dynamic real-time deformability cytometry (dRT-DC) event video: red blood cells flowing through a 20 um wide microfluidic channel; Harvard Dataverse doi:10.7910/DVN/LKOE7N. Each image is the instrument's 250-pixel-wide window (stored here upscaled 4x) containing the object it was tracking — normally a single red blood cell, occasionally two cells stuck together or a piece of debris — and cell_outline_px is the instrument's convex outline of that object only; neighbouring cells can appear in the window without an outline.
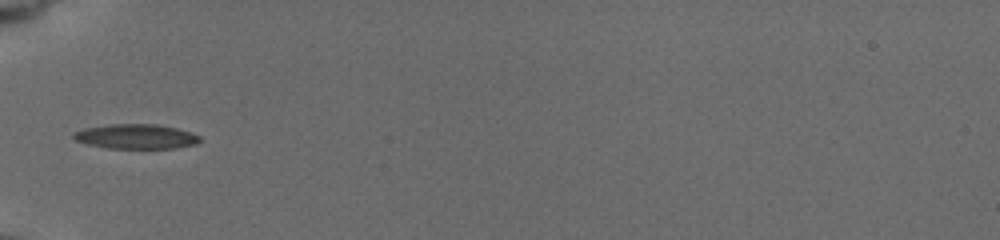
{"species": "common noctule bat (a hibernating species)", "species_latin": "Nyctalus noctula", "temperature_condition": "cold", "stored_images_in_passage": 6, "camera_frame_rate_fps": 3000, "um_per_image_px": 0.085, "animal": {"sex": "female", "body_mass_g": 19.5, "forearm_length_mm": 54.1}, "frame": {"image": 1, "passage_image": 6, "time_ms": 5.333, "image_size_px": [1000, 240], "cell_outline_px": [[200, 140], [196, 144], [176, 148], [108, 148], [88, 144], [76, 140], [72, 136], [72, 132], [84, 128], [108, 124], [156, 124], [176, 128], [200, 136]], "centroid_in_image_um": [11.53, 11.6], "position_along_channel_um": 73.5, "area_um2": 18.09}}